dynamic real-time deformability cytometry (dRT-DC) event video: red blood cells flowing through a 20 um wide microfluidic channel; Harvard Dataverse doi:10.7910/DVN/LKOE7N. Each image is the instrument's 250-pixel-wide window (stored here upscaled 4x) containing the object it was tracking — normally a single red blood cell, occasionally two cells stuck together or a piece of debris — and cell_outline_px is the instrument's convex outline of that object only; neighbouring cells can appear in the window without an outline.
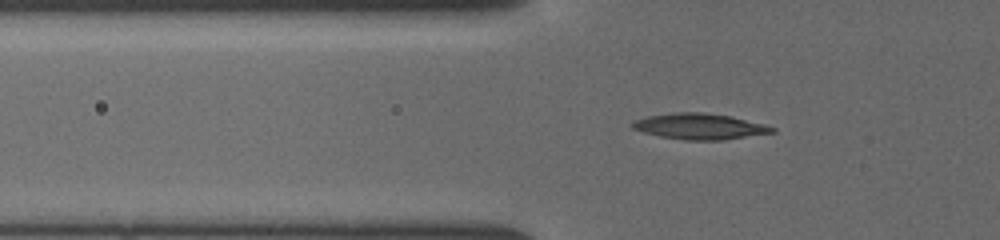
{"species": "common noctule bat (a hibernating species)", "species_latin": "Nyctalus noctula", "temperature_condition": "cold", "stored_images_in_passage": 36, "segment_of_instrument_passage": [1, 2], "camera_frame_rate_fps": 3000, "um_per_image_px": 0.085, "animal": {"sex": "female", "body_mass_g": 19.5, "forearm_length_mm": 54.1}, "frame": {"image": 1, "passage_image": 3, "time_ms": 0.667, "image_size_px": [1000, 240], "cell_outline_px": [[776, 132], [724, 140], [684, 140], [660, 136], [644, 132], [632, 128], [628, 124], [632, 120], [648, 116], [676, 112], [704, 112], [732, 116], [764, 124], [776, 128]], "centroid_in_image_um": [59.46, 10.74], "position_along_channel_um": 66.3, "area_um2": 21.27}}
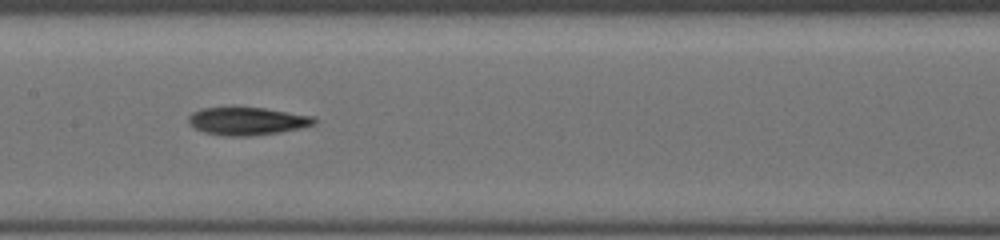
{"frame": {"image": 2, "passage_image": 12, "time_ms": 3.667, "image_size_px": [1000, 240], "cell_outline_px": [[316, 124], [300, 128], [280, 132], [248, 136], [228, 136], [204, 132], [188, 124], [188, 116], [192, 112], [200, 108], [264, 108], [312, 116], [316, 120]], "centroid_in_image_um": [20.99, 10.3], "position_along_channel_um": 186.4, "area_um2": 20.17}}
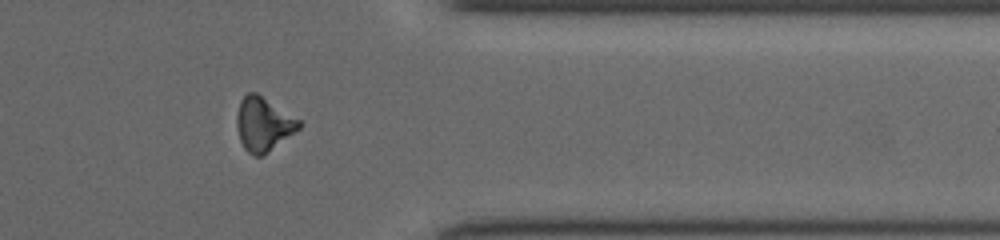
{"frame": {"image": 3, "passage_image": 27, "time_ms": 8.667, "image_size_px": [1000, 240], "cell_outline_px": [[304, 124], [300, 128], [268, 152], [260, 156], [256, 156], [248, 152], [244, 148], [240, 140], [236, 124], [236, 116], [240, 100], [248, 92], [256, 92], [300, 120]], "centroid_in_image_um": [22.38, 10.54], "position_along_channel_um": 389.0, "area_um2": 19.42}}